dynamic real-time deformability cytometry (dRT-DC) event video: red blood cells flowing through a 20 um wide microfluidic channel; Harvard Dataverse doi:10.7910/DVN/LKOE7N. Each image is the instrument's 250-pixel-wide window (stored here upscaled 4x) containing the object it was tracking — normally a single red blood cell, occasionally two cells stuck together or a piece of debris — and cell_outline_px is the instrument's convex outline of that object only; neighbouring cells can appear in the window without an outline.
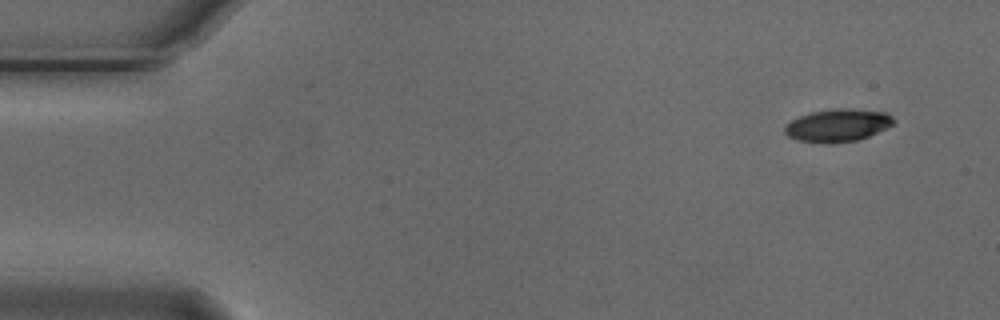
{"species": "Egyptian fruit bat (a non-hibernating species)", "species_latin": "Rousettus aegyptiacus", "temperature_condition": "cold", "stored_images_in_passage": 9, "camera_frame_rate_fps": 3000, "um_per_image_px": 0.085, "animal": {"sex": "male"}, "frame": {"image": 1, "passage_image": 1, "time_ms": 0.0, "image_size_px": [1000, 320], "cell_outline_px": [[892, 124], [868, 136], [856, 140], [832, 144], [824, 144], [796, 140], [788, 136], [784, 132], [784, 128], [792, 120], [800, 116], [812, 112], [836, 108], [844, 108], [884, 112], [892, 116]], "centroid_in_image_um": [71.15, 10.67], "position_along_channel_um": 13.9, "area_um2": 20.46}}
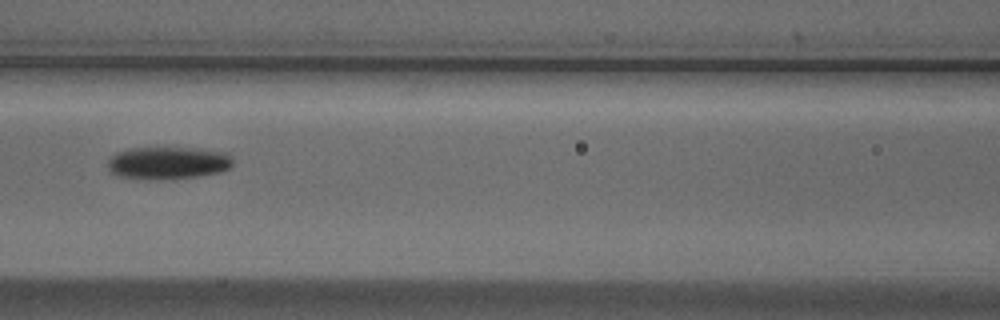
{"frame": {"image": 2, "passage_image": 6, "time_ms": 1.667, "image_size_px": [1000, 320], "cell_outline_px": [[232, 164], [228, 168], [220, 172], [200, 176], [172, 180], [144, 180], [120, 176], [112, 172], [108, 168], [108, 160], [116, 152], [132, 148], [192, 148], [228, 152], [232, 156]], "centroid_in_image_um": [14.29, 13.87], "position_along_channel_um": 152.3, "area_um2": 24.04}}
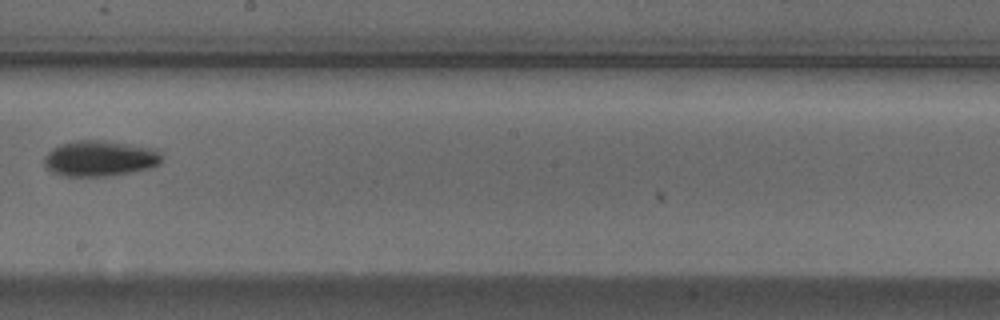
{"frame": {"image": 3, "passage_image": 8, "time_ms": 2.333, "image_size_px": [1000, 320], "cell_outline_px": [[160, 164], [148, 168], [108, 176], [64, 176], [52, 172], [44, 164], [44, 156], [52, 148], [60, 144], [72, 140], [100, 140], [156, 148], [160, 152]], "centroid_in_image_um": [8.45, 13.45], "position_along_channel_um": 239.7, "area_um2": 24.39}}